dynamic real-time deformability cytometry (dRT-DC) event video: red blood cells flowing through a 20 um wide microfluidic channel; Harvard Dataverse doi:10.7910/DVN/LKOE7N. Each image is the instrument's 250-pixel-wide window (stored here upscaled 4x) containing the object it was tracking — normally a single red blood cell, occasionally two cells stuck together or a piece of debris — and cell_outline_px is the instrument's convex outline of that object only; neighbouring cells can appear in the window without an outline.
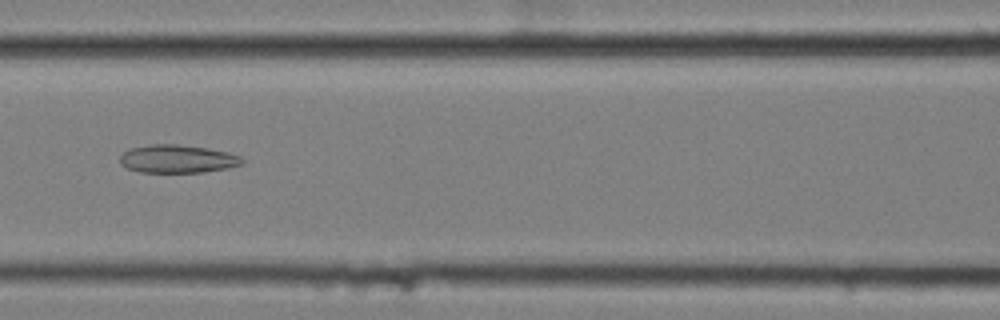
{"species": "common noctule bat (a hibernating species)", "species_latin": "Nyctalus noctula", "temperature_condition": "cold", "stored_images_in_passage": 12, "camera_frame_rate_fps": 3000, "um_per_image_px": 0.085, "animal": {"sex": "female", "body_mass_g": 25.1}, "frame": {"image": 1, "passage_image": 6, "time_ms": 1.667, "image_size_px": [1000, 320], "cell_outline_px": [[244, 164], [228, 168], [204, 172], [140, 172], [128, 168], [120, 164], [120, 156], [124, 152], [132, 148], [152, 144], [176, 144], [208, 148], [228, 152], [240, 156], [244, 160]], "centroid_in_image_um": [15.12, 13.51], "position_along_channel_um": 151.5, "area_um2": 20.0}}
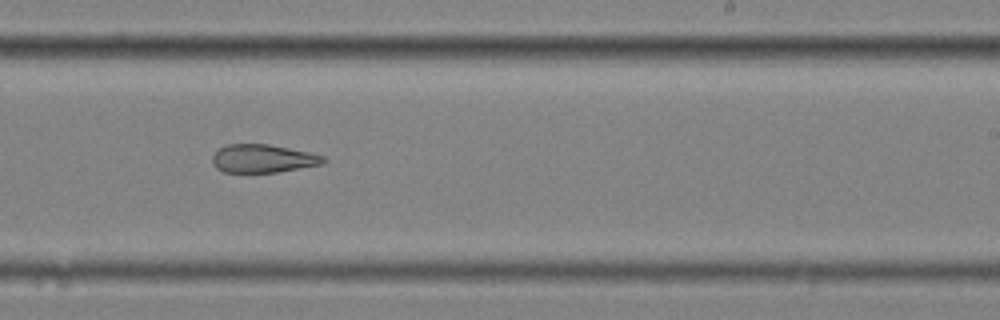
{"frame": {"image": 2, "passage_image": 9, "time_ms": 2.667, "image_size_px": [1000, 320], "cell_outline_px": [[328, 160], [324, 164], [276, 172], [224, 172], [216, 168], [212, 164], [212, 156], [220, 148], [228, 144], [268, 144], [308, 152], [324, 156]], "centroid_in_image_um": [22.35, 13.48], "position_along_channel_um": 266.6, "area_um2": 18.21}}
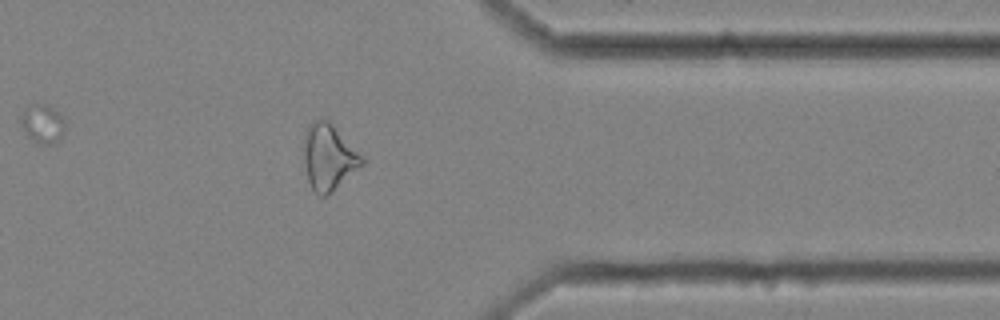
{"frame": {"image": 3, "passage_image": 12, "time_ms": 3.667, "image_size_px": [1000, 320], "cell_outline_px": [[364, 164], [328, 196], [320, 196], [312, 188], [308, 180], [304, 160], [304, 132], [308, 124], [312, 120], [328, 120], [364, 156]], "centroid_in_image_um": [27.95, 13.36], "position_along_channel_um": 383.5, "area_um2": 22.48}}